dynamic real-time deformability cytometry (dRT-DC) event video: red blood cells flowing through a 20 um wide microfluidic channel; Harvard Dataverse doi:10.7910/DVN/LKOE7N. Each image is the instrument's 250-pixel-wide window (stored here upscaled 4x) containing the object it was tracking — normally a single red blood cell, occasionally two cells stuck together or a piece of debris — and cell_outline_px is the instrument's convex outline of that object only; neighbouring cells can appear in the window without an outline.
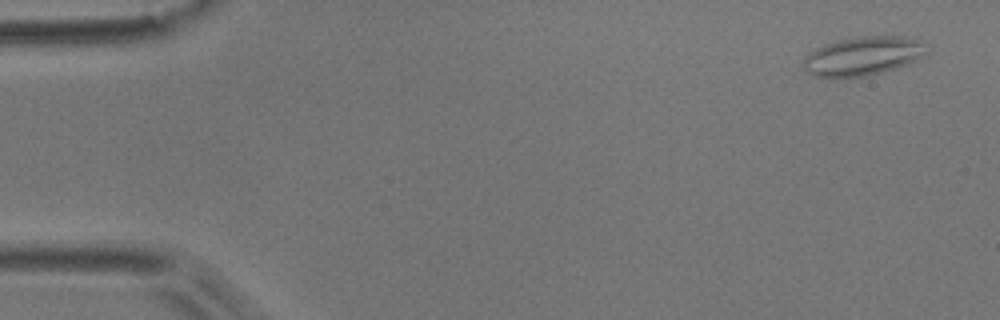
{"species": "common noctule bat (a hibernating species)", "species_latin": "Nyctalus noctula", "temperature_condition": "room temperature", "stored_images_in_passage": 9, "camera_frame_rate_fps": 3000, "um_per_image_px": 0.085, "animal": {"sex": "male", "body_mass_g": 17.9}, "frame": {"image": 1, "passage_image": 1, "time_ms": 0.0, "image_size_px": [1000, 320], "cell_outline_px": [[928, 52], [916, 60], [908, 64], [896, 68], [864, 76], [816, 76], [808, 72], [804, 68], [804, 56], [816, 48], [824, 44], [840, 40], [860, 36], [904, 36], [920, 40], [924, 44]], "centroid_in_image_um": [73.38, 4.74], "position_along_channel_um": 11.6, "area_um2": 27.51}}
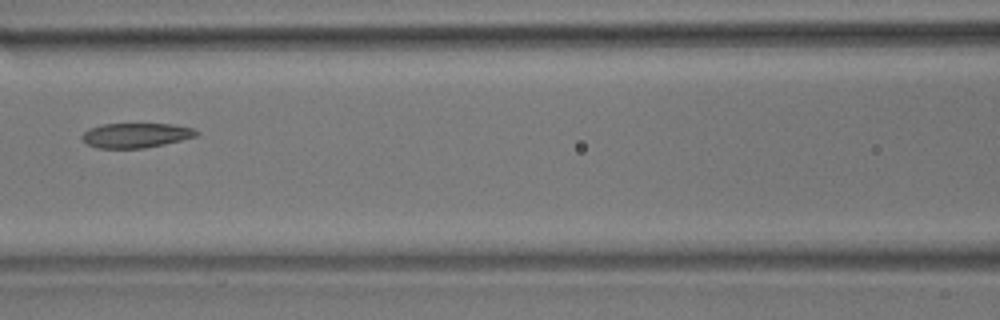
{"frame": {"image": 2, "passage_image": 6, "time_ms": 1.667, "image_size_px": [1000, 320], "cell_outline_px": [[200, 132], [196, 136], [164, 144], [144, 148], [96, 148], [88, 144], [80, 136], [88, 128], [104, 124], [172, 124], [192, 128]], "centroid_in_image_um": [11.53, 11.5], "position_along_channel_um": 155.1, "area_um2": 16.36}}
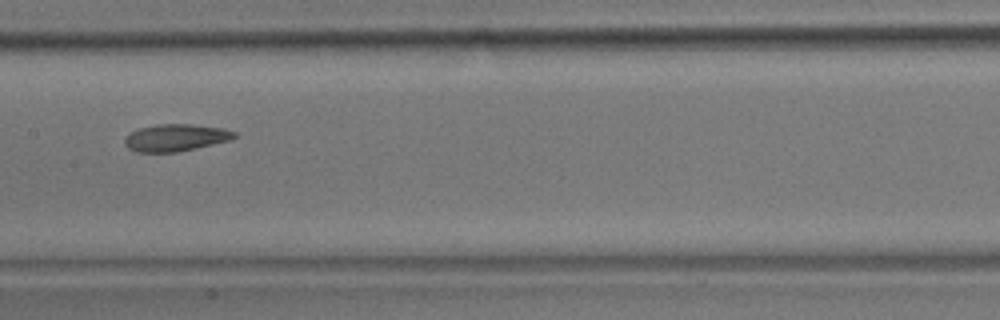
{"frame": {"image": 3, "passage_image": 7, "time_ms": 2.0, "image_size_px": [1000, 320], "cell_outline_px": [[236, 136], [232, 140], [196, 148], [176, 152], [136, 152], [128, 148], [124, 144], [124, 140], [132, 132], [140, 128], [156, 124], [192, 124], [224, 128], [236, 132]], "centroid_in_image_um": [14.96, 11.7], "position_along_channel_um": 192.4, "area_um2": 17.34}}